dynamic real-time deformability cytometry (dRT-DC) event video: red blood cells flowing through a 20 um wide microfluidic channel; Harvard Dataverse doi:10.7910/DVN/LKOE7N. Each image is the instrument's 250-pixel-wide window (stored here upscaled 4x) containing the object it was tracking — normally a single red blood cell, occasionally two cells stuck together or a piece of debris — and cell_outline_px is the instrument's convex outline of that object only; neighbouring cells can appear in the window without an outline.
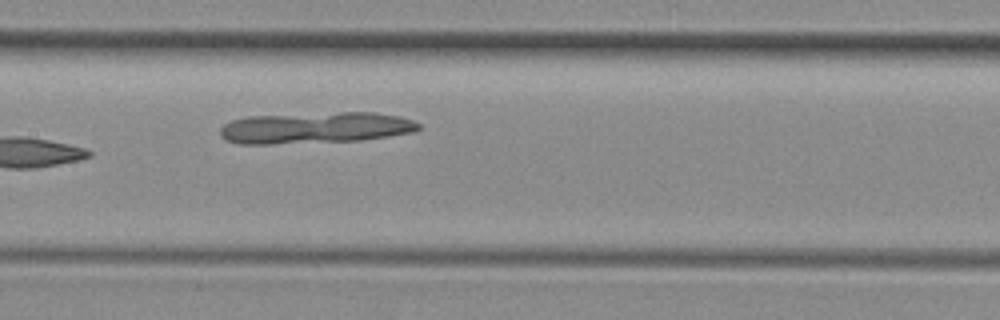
{"species": "common noctule bat (a hibernating species)", "species_latin": "Nyctalus noctula", "temperature_condition": "room temperature", "stored_images_in_passage": 4, "camera_frame_rate_fps": 3000, "um_per_image_px": 0.085, "animal": {"sex": "female", "body_mass_g": 29.2, "forearm_length_mm": 56.3}, "frame": {"image": 1, "passage_image": 4, "time_ms": 3.333, "image_size_px": [1000, 320], "cell_outline_px": [[420, 128], [416, 132], [360, 140], [272, 144], [240, 144], [224, 140], [220, 136], [220, 128], [224, 124], [232, 120], [248, 116], [340, 112], [376, 112], [400, 116], [412, 120], [420, 124]], "centroid_in_image_um": [26.8, 10.86], "position_along_channel_um": 180.6, "area_um2": 36.47}}